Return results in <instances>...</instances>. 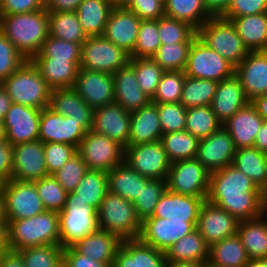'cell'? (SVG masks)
Wrapping results in <instances>:
<instances>
[{
	"label": "cell",
	"instance_id": "33",
	"mask_svg": "<svg viewBox=\"0 0 267 267\" xmlns=\"http://www.w3.org/2000/svg\"><path fill=\"white\" fill-rule=\"evenodd\" d=\"M237 234L250 260L267 258V211L257 218L239 221Z\"/></svg>",
	"mask_w": 267,
	"mask_h": 267
},
{
	"label": "cell",
	"instance_id": "18",
	"mask_svg": "<svg viewBox=\"0 0 267 267\" xmlns=\"http://www.w3.org/2000/svg\"><path fill=\"white\" fill-rule=\"evenodd\" d=\"M41 110L12 103L3 119L6 140L12 146L39 138Z\"/></svg>",
	"mask_w": 267,
	"mask_h": 267
},
{
	"label": "cell",
	"instance_id": "75",
	"mask_svg": "<svg viewBox=\"0 0 267 267\" xmlns=\"http://www.w3.org/2000/svg\"><path fill=\"white\" fill-rule=\"evenodd\" d=\"M43 9H49L55 0H38Z\"/></svg>",
	"mask_w": 267,
	"mask_h": 267
},
{
	"label": "cell",
	"instance_id": "66",
	"mask_svg": "<svg viewBox=\"0 0 267 267\" xmlns=\"http://www.w3.org/2000/svg\"><path fill=\"white\" fill-rule=\"evenodd\" d=\"M212 16H221L228 8L231 0H203Z\"/></svg>",
	"mask_w": 267,
	"mask_h": 267
},
{
	"label": "cell",
	"instance_id": "7",
	"mask_svg": "<svg viewBox=\"0 0 267 267\" xmlns=\"http://www.w3.org/2000/svg\"><path fill=\"white\" fill-rule=\"evenodd\" d=\"M58 217L60 246L63 249L99 230L97 210L75 199L74 192L68 193L65 206Z\"/></svg>",
	"mask_w": 267,
	"mask_h": 267
},
{
	"label": "cell",
	"instance_id": "21",
	"mask_svg": "<svg viewBox=\"0 0 267 267\" xmlns=\"http://www.w3.org/2000/svg\"><path fill=\"white\" fill-rule=\"evenodd\" d=\"M131 113L114 102L94 110L92 131L129 146Z\"/></svg>",
	"mask_w": 267,
	"mask_h": 267
},
{
	"label": "cell",
	"instance_id": "46",
	"mask_svg": "<svg viewBox=\"0 0 267 267\" xmlns=\"http://www.w3.org/2000/svg\"><path fill=\"white\" fill-rule=\"evenodd\" d=\"M129 64L134 68L137 84L152 99L165 70L152 58L131 57Z\"/></svg>",
	"mask_w": 267,
	"mask_h": 267
},
{
	"label": "cell",
	"instance_id": "51",
	"mask_svg": "<svg viewBox=\"0 0 267 267\" xmlns=\"http://www.w3.org/2000/svg\"><path fill=\"white\" fill-rule=\"evenodd\" d=\"M33 182L44 208L59 213L65 206L68 193L57 182L56 178L53 175H48Z\"/></svg>",
	"mask_w": 267,
	"mask_h": 267
},
{
	"label": "cell",
	"instance_id": "31",
	"mask_svg": "<svg viewBox=\"0 0 267 267\" xmlns=\"http://www.w3.org/2000/svg\"><path fill=\"white\" fill-rule=\"evenodd\" d=\"M121 243L122 240L117 235L99 229L82 240L77 241L71 247L77 253L112 267Z\"/></svg>",
	"mask_w": 267,
	"mask_h": 267
},
{
	"label": "cell",
	"instance_id": "70",
	"mask_svg": "<svg viewBox=\"0 0 267 267\" xmlns=\"http://www.w3.org/2000/svg\"><path fill=\"white\" fill-rule=\"evenodd\" d=\"M252 103L257 108L263 120L267 122V94L257 97L255 100L252 101Z\"/></svg>",
	"mask_w": 267,
	"mask_h": 267
},
{
	"label": "cell",
	"instance_id": "29",
	"mask_svg": "<svg viewBox=\"0 0 267 267\" xmlns=\"http://www.w3.org/2000/svg\"><path fill=\"white\" fill-rule=\"evenodd\" d=\"M31 61L52 90L74 87L81 59L32 58Z\"/></svg>",
	"mask_w": 267,
	"mask_h": 267
},
{
	"label": "cell",
	"instance_id": "74",
	"mask_svg": "<svg viewBox=\"0 0 267 267\" xmlns=\"http://www.w3.org/2000/svg\"><path fill=\"white\" fill-rule=\"evenodd\" d=\"M113 8H124L131 0H109Z\"/></svg>",
	"mask_w": 267,
	"mask_h": 267
},
{
	"label": "cell",
	"instance_id": "23",
	"mask_svg": "<svg viewBox=\"0 0 267 267\" xmlns=\"http://www.w3.org/2000/svg\"><path fill=\"white\" fill-rule=\"evenodd\" d=\"M141 21L135 13L126 7L113 8L103 36L131 55L136 45Z\"/></svg>",
	"mask_w": 267,
	"mask_h": 267
},
{
	"label": "cell",
	"instance_id": "11",
	"mask_svg": "<svg viewBox=\"0 0 267 267\" xmlns=\"http://www.w3.org/2000/svg\"><path fill=\"white\" fill-rule=\"evenodd\" d=\"M77 153L88 169L108 172L124 162L125 148L107 136L89 130L81 140Z\"/></svg>",
	"mask_w": 267,
	"mask_h": 267
},
{
	"label": "cell",
	"instance_id": "56",
	"mask_svg": "<svg viewBox=\"0 0 267 267\" xmlns=\"http://www.w3.org/2000/svg\"><path fill=\"white\" fill-rule=\"evenodd\" d=\"M157 107L163 134L185 130L187 108L180 102L157 104Z\"/></svg>",
	"mask_w": 267,
	"mask_h": 267
},
{
	"label": "cell",
	"instance_id": "37",
	"mask_svg": "<svg viewBox=\"0 0 267 267\" xmlns=\"http://www.w3.org/2000/svg\"><path fill=\"white\" fill-rule=\"evenodd\" d=\"M166 262H208L209 246L197 229L185 235L166 251Z\"/></svg>",
	"mask_w": 267,
	"mask_h": 267
},
{
	"label": "cell",
	"instance_id": "22",
	"mask_svg": "<svg viewBox=\"0 0 267 267\" xmlns=\"http://www.w3.org/2000/svg\"><path fill=\"white\" fill-rule=\"evenodd\" d=\"M235 74L250 102L267 94V51H249Z\"/></svg>",
	"mask_w": 267,
	"mask_h": 267
},
{
	"label": "cell",
	"instance_id": "38",
	"mask_svg": "<svg viewBox=\"0 0 267 267\" xmlns=\"http://www.w3.org/2000/svg\"><path fill=\"white\" fill-rule=\"evenodd\" d=\"M107 178L108 191L132 202L141 192L142 186H145L149 180V178L140 175L125 162L108 171Z\"/></svg>",
	"mask_w": 267,
	"mask_h": 267
},
{
	"label": "cell",
	"instance_id": "77",
	"mask_svg": "<svg viewBox=\"0 0 267 267\" xmlns=\"http://www.w3.org/2000/svg\"><path fill=\"white\" fill-rule=\"evenodd\" d=\"M6 182L7 181L2 176H0V194H3Z\"/></svg>",
	"mask_w": 267,
	"mask_h": 267
},
{
	"label": "cell",
	"instance_id": "20",
	"mask_svg": "<svg viewBox=\"0 0 267 267\" xmlns=\"http://www.w3.org/2000/svg\"><path fill=\"white\" fill-rule=\"evenodd\" d=\"M239 220L213 203L205 202L200 209L196 229L210 247L237 233Z\"/></svg>",
	"mask_w": 267,
	"mask_h": 267
},
{
	"label": "cell",
	"instance_id": "43",
	"mask_svg": "<svg viewBox=\"0 0 267 267\" xmlns=\"http://www.w3.org/2000/svg\"><path fill=\"white\" fill-rule=\"evenodd\" d=\"M218 82L185 76L180 103L187 109L211 105Z\"/></svg>",
	"mask_w": 267,
	"mask_h": 267
},
{
	"label": "cell",
	"instance_id": "49",
	"mask_svg": "<svg viewBox=\"0 0 267 267\" xmlns=\"http://www.w3.org/2000/svg\"><path fill=\"white\" fill-rule=\"evenodd\" d=\"M158 33L161 44L193 42L197 37V30L189 23L167 16L158 19Z\"/></svg>",
	"mask_w": 267,
	"mask_h": 267
},
{
	"label": "cell",
	"instance_id": "4",
	"mask_svg": "<svg viewBox=\"0 0 267 267\" xmlns=\"http://www.w3.org/2000/svg\"><path fill=\"white\" fill-rule=\"evenodd\" d=\"M12 103L37 109L49 107L52 89L31 60H26L1 82Z\"/></svg>",
	"mask_w": 267,
	"mask_h": 267
},
{
	"label": "cell",
	"instance_id": "39",
	"mask_svg": "<svg viewBox=\"0 0 267 267\" xmlns=\"http://www.w3.org/2000/svg\"><path fill=\"white\" fill-rule=\"evenodd\" d=\"M113 7L109 0H83L75 11L83 31L90 36H102Z\"/></svg>",
	"mask_w": 267,
	"mask_h": 267
},
{
	"label": "cell",
	"instance_id": "62",
	"mask_svg": "<svg viewBox=\"0 0 267 267\" xmlns=\"http://www.w3.org/2000/svg\"><path fill=\"white\" fill-rule=\"evenodd\" d=\"M63 262L69 267H109L106 263L94 261L86 255L77 253L72 247L63 249Z\"/></svg>",
	"mask_w": 267,
	"mask_h": 267
},
{
	"label": "cell",
	"instance_id": "67",
	"mask_svg": "<svg viewBox=\"0 0 267 267\" xmlns=\"http://www.w3.org/2000/svg\"><path fill=\"white\" fill-rule=\"evenodd\" d=\"M254 147L267 154V122L264 121L254 140Z\"/></svg>",
	"mask_w": 267,
	"mask_h": 267
},
{
	"label": "cell",
	"instance_id": "52",
	"mask_svg": "<svg viewBox=\"0 0 267 267\" xmlns=\"http://www.w3.org/2000/svg\"><path fill=\"white\" fill-rule=\"evenodd\" d=\"M185 76L184 71H165L151 102L155 104L180 102Z\"/></svg>",
	"mask_w": 267,
	"mask_h": 267
},
{
	"label": "cell",
	"instance_id": "40",
	"mask_svg": "<svg viewBox=\"0 0 267 267\" xmlns=\"http://www.w3.org/2000/svg\"><path fill=\"white\" fill-rule=\"evenodd\" d=\"M165 16L189 23L198 30L212 15L203 0H165Z\"/></svg>",
	"mask_w": 267,
	"mask_h": 267
},
{
	"label": "cell",
	"instance_id": "61",
	"mask_svg": "<svg viewBox=\"0 0 267 267\" xmlns=\"http://www.w3.org/2000/svg\"><path fill=\"white\" fill-rule=\"evenodd\" d=\"M41 9L38 0H0V14L31 13Z\"/></svg>",
	"mask_w": 267,
	"mask_h": 267
},
{
	"label": "cell",
	"instance_id": "79",
	"mask_svg": "<svg viewBox=\"0 0 267 267\" xmlns=\"http://www.w3.org/2000/svg\"><path fill=\"white\" fill-rule=\"evenodd\" d=\"M59 267H69L67 264H65L64 262H62Z\"/></svg>",
	"mask_w": 267,
	"mask_h": 267
},
{
	"label": "cell",
	"instance_id": "60",
	"mask_svg": "<svg viewBox=\"0 0 267 267\" xmlns=\"http://www.w3.org/2000/svg\"><path fill=\"white\" fill-rule=\"evenodd\" d=\"M126 8L141 20H157L165 16L162 0H131Z\"/></svg>",
	"mask_w": 267,
	"mask_h": 267
},
{
	"label": "cell",
	"instance_id": "59",
	"mask_svg": "<svg viewBox=\"0 0 267 267\" xmlns=\"http://www.w3.org/2000/svg\"><path fill=\"white\" fill-rule=\"evenodd\" d=\"M267 12V0H231L221 15L225 19Z\"/></svg>",
	"mask_w": 267,
	"mask_h": 267
},
{
	"label": "cell",
	"instance_id": "58",
	"mask_svg": "<svg viewBox=\"0 0 267 267\" xmlns=\"http://www.w3.org/2000/svg\"><path fill=\"white\" fill-rule=\"evenodd\" d=\"M77 153V148L59 142L44 143L45 162L49 175H53Z\"/></svg>",
	"mask_w": 267,
	"mask_h": 267
},
{
	"label": "cell",
	"instance_id": "68",
	"mask_svg": "<svg viewBox=\"0 0 267 267\" xmlns=\"http://www.w3.org/2000/svg\"><path fill=\"white\" fill-rule=\"evenodd\" d=\"M12 104L11 98L0 83V120H3Z\"/></svg>",
	"mask_w": 267,
	"mask_h": 267
},
{
	"label": "cell",
	"instance_id": "28",
	"mask_svg": "<svg viewBox=\"0 0 267 267\" xmlns=\"http://www.w3.org/2000/svg\"><path fill=\"white\" fill-rule=\"evenodd\" d=\"M264 122L252 102L235 113L223 127L230 133L236 149L254 147L256 135Z\"/></svg>",
	"mask_w": 267,
	"mask_h": 267
},
{
	"label": "cell",
	"instance_id": "16",
	"mask_svg": "<svg viewBox=\"0 0 267 267\" xmlns=\"http://www.w3.org/2000/svg\"><path fill=\"white\" fill-rule=\"evenodd\" d=\"M87 131L80 122L64 117L47 107L41 110L39 138L43 143L59 142L79 147Z\"/></svg>",
	"mask_w": 267,
	"mask_h": 267
},
{
	"label": "cell",
	"instance_id": "15",
	"mask_svg": "<svg viewBox=\"0 0 267 267\" xmlns=\"http://www.w3.org/2000/svg\"><path fill=\"white\" fill-rule=\"evenodd\" d=\"M12 156L11 179L33 182L49 175L41 140L14 145Z\"/></svg>",
	"mask_w": 267,
	"mask_h": 267
},
{
	"label": "cell",
	"instance_id": "71",
	"mask_svg": "<svg viewBox=\"0 0 267 267\" xmlns=\"http://www.w3.org/2000/svg\"><path fill=\"white\" fill-rule=\"evenodd\" d=\"M165 267H203V264L197 262H166Z\"/></svg>",
	"mask_w": 267,
	"mask_h": 267
},
{
	"label": "cell",
	"instance_id": "9",
	"mask_svg": "<svg viewBox=\"0 0 267 267\" xmlns=\"http://www.w3.org/2000/svg\"><path fill=\"white\" fill-rule=\"evenodd\" d=\"M187 76L220 82L235 73V67L196 37L189 49L184 69Z\"/></svg>",
	"mask_w": 267,
	"mask_h": 267
},
{
	"label": "cell",
	"instance_id": "6",
	"mask_svg": "<svg viewBox=\"0 0 267 267\" xmlns=\"http://www.w3.org/2000/svg\"><path fill=\"white\" fill-rule=\"evenodd\" d=\"M197 37L235 68L249 52L232 22L221 16H212L203 23L197 30Z\"/></svg>",
	"mask_w": 267,
	"mask_h": 267
},
{
	"label": "cell",
	"instance_id": "34",
	"mask_svg": "<svg viewBox=\"0 0 267 267\" xmlns=\"http://www.w3.org/2000/svg\"><path fill=\"white\" fill-rule=\"evenodd\" d=\"M249 51H267V12L227 19Z\"/></svg>",
	"mask_w": 267,
	"mask_h": 267
},
{
	"label": "cell",
	"instance_id": "76",
	"mask_svg": "<svg viewBox=\"0 0 267 267\" xmlns=\"http://www.w3.org/2000/svg\"><path fill=\"white\" fill-rule=\"evenodd\" d=\"M6 139L3 120H0V140Z\"/></svg>",
	"mask_w": 267,
	"mask_h": 267
},
{
	"label": "cell",
	"instance_id": "17",
	"mask_svg": "<svg viewBox=\"0 0 267 267\" xmlns=\"http://www.w3.org/2000/svg\"><path fill=\"white\" fill-rule=\"evenodd\" d=\"M73 88L93 110L115 102L113 74L80 68Z\"/></svg>",
	"mask_w": 267,
	"mask_h": 267
},
{
	"label": "cell",
	"instance_id": "1",
	"mask_svg": "<svg viewBox=\"0 0 267 267\" xmlns=\"http://www.w3.org/2000/svg\"><path fill=\"white\" fill-rule=\"evenodd\" d=\"M206 200L239 221L257 218L267 211L265 193L232 164L210 174Z\"/></svg>",
	"mask_w": 267,
	"mask_h": 267
},
{
	"label": "cell",
	"instance_id": "69",
	"mask_svg": "<svg viewBox=\"0 0 267 267\" xmlns=\"http://www.w3.org/2000/svg\"><path fill=\"white\" fill-rule=\"evenodd\" d=\"M10 251L8 245L7 223H0V256Z\"/></svg>",
	"mask_w": 267,
	"mask_h": 267
},
{
	"label": "cell",
	"instance_id": "27",
	"mask_svg": "<svg viewBox=\"0 0 267 267\" xmlns=\"http://www.w3.org/2000/svg\"><path fill=\"white\" fill-rule=\"evenodd\" d=\"M49 108L57 114L80 122L87 132L92 129L94 110L73 87L52 90Z\"/></svg>",
	"mask_w": 267,
	"mask_h": 267
},
{
	"label": "cell",
	"instance_id": "41",
	"mask_svg": "<svg viewBox=\"0 0 267 267\" xmlns=\"http://www.w3.org/2000/svg\"><path fill=\"white\" fill-rule=\"evenodd\" d=\"M108 192L107 172L89 169L76 187L75 199L98 210Z\"/></svg>",
	"mask_w": 267,
	"mask_h": 267
},
{
	"label": "cell",
	"instance_id": "48",
	"mask_svg": "<svg viewBox=\"0 0 267 267\" xmlns=\"http://www.w3.org/2000/svg\"><path fill=\"white\" fill-rule=\"evenodd\" d=\"M17 252L25 267H59L63 262V248L60 245L27 247Z\"/></svg>",
	"mask_w": 267,
	"mask_h": 267
},
{
	"label": "cell",
	"instance_id": "36",
	"mask_svg": "<svg viewBox=\"0 0 267 267\" xmlns=\"http://www.w3.org/2000/svg\"><path fill=\"white\" fill-rule=\"evenodd\" d=\"M263 192L267 191V154L256 147L236 149L233 163Z\"/></svg>",
	"mask_w": 267,
	"mask_h": 267
},
{
	"label": "cell",
	"instance_id": "42",
	"mask_svg": "<svg viewBox=\"0 0 267 267\" xmlns=\"http://www.w3.org/2000/svg\"><path fill=\"white\" fill-rule=\"evenodd\" d=\"M49 35L74 43L83 44L88 38L75 12H48Z\"/></svg>",
	"mask_w": 267,
	"mask_h": 267
},
{
	"label": "cell",
	"instance_id": "63",
	"mask_svg": "<svg viewBox=\"0 0 267 267\" xmlns=\"http://www.w3.org/2000/svg\"><path fill=\"white\" fill-rule=\"evenodd\" d=\"M13 146L6 139L0 140V176L6 181L11 179L12 174Z\"/></svg>",
	"mask_w": 267,
	"mask_h": 267
},
{
	"label": "cell",
	"instance_id": "30",
	"mask_svg": "<svg viewBox=\"0 0 267 267\" xmlns=\"http://www.w3.org/2000/svg\"><path fill=\"white\" fill-rule=\"evenodd\" d=\"M115 102L127 112H134L148 105L151 98L137 84L134 68L128 64L113 74Z\"/></svg>",
	"mask_w": 267,
	"mask_h": 267
},
{
	"label": "cell",
	"instance_id": "35",
	"mask_svg": "<svg viewBox=\"0 0 267 267\" xmlns=\"http://www.w3.org/2000/svg\"><path fill=\"white\" fill-rule=\"evenodd\" d=\"M208 262L216 267H247L250 259L236 233L209 247Z\"/></svg>",
	"mask_w": 267,
	"mask_h": 267
},
{
	"label": "cell",
	"instance_id": "8",
	"mask_svg": "<svg viewBox=\"0 0 267 267\" xmlns=\"http://www.w3.org/2000/svg\"><path fill=\"white\" fill-rule=\"evenodd\" d=\"M131 57L124 49L102 36H90L82 44L80 68L114 74L129 64Z\"/></svg>",
	"mask_w": 267,
	"mask_h": 267
},
{
	"label": "cell",
	"instance_id": "10",
	"mask_svg": "<svg viewBox=\"0 0 267 267\" xmlns=\"http://www.w3.org/2000/svg\"><path fill=\"white\" fill-rule=\"evenodd\" d=\"M210 174L197 158L180 160L171 163L166 187L177 194L207 197Z\"/></svg>",
	"mask_w": 267,
	"mask_h": 267
},
{
	"label": "cell",
	"instance_id": "47",
	"mask_svg": "<svg viewBox=\"0 0 267 267\" xmlns=\"http://www.w3.org/2000/svg\"><path fill=\"white\" fill-rule=\"evenodd\" d=\"M167 189L166 180L149 179L132 202L138 218L143 222L152 217L161 195Z\"/></svg>",
	"mask_w": 267,
	"mask_h": 267
},
{
	"label": "cell",
	"instance_id": "14",
	"mask_svg": "<svg viewBox=\"0 0 267 267\" xmlns=\"http://www.w3.org/2000/svg\"><path fill=\"white\" fill-rule=\"evenodd\" d=\"M197 222L176 221L149 217L142 222L139 239L160 251H166L174 243L196 229Z\"/></svg>",
	"mask_w": 267,
	"mask_h": 267
},
{
	"label": "cell",
	"instance_id": "50",
	"mask_svg": "<svg viewBox=\"0 0 267 267\" xmlns=\"http://www.w3.org/2000/svg\"><path fill=\"white\" fill-rule=\"evenodd\" d=\"M192 42L161 44L152 59L165 71H184Z\"/></svg>",
	"mask_w": 267,
	"mask_h": 267
},
{
	"label": "cell",
	"instance_id": "25",
	"mask_svg": "<svg viewBox=\"0 0 267 267\" xmlns=\"http://www.w3.org/2000/svg\"><path fill=\"white\" fill-rule=\"evenodd\" d=\"M249 102L239 77L234 73L232 76L218 82L210 106L217 120L223 125Z\"/></svg>",
	"mask_w": 267,
	"mask_h": 267
},
{
	"label": "cell",
	"instance_id": "12",
	"mask_svg": "<svg viewBox=\"0 0 267 267\" xmlns=\"http://www.w3.org/2000/svg\"><path fill=\"white\" fill-rule=\"evenodd\" d=\"M124 162L149 179L166 180L171 167L161 141L129 145L125 148Z\"/></svg>",
	"mask_w": 267,
	"mask_h": 267
},
{
	"label": "cell",
	"instance_id": "72",
	"mask_svg": "<svg viewBox=\"0 0 267 267\" xmlns=\"http://www.w3.org/2000/svg\"><path fill=\"white\" fill-rule=\"evenodd\" d=\"M247 267H267V258L250 260Z\"/></svg>",
	"mask_w": 267,
	"mask_h": 267
},
{
	"label": "cell",
	"instance_id": "53",
	"mask_svg": "<svg viewBox=\"0 0 267 267\" xmlns=\"http://www.w3.org/2000/svg\"><path fill=\"white\" fill-rule=\"evenodd\" d=\"M161 45L157 20H142L136 45L130 57L152 58Z\"/></svg>",
	"mask_w": 267,
	"mask_h": 267
},
{
	"label": "cell",
	"instance_id": "5",
	"mask_svg": "<svg viewBox=\"0 0 267 267\" xmlns=\"http://www.w3.org/2000/svg\"><path fill=\"white\" fill-rule=\"evenodd\" d=\"M99 229L121 240L139 239L142 222L132 201L108 191L97 210Z\"/></svg>",
	"mask_w": 267,
	"mask_h": 267
},
{
	"label": "cell",
	"instance_id": "80",
	"mask_svg": "<svg viewBox=\"0 0 267 267\" xmlns=\"http://www.w3.org/2000/svg\"><path fill=\"white\" fill-rule=\"evenodd\" d=\"M265 204H266V207H267V191L265 193Z\"/></svg>",
	"mask_w": 267,
	"mask_h": 267
},
{
	"label": "cell",
	"instance_id": "45",
	"mask_svg": "<svg viewBox=\"0 0 267 267\" xmlns=\"http://www.w3.org/2000/svg\"><path fill=\"white\" fill-rule=\"evenodd\" d=\"M221 126L210 105L187 109L185 130L197 139H205Z\"/></svg>",
	"mask_w": 267,
	"mask_h": 267
},
{
	"label": "cell",
	"instance_id": "73",
	"mask_svg": "<svg viewBox=\"0 0 267 267\" xmlns=\"http://www.w3.org/2000/svg\"><path fill=\"white\" fill-rule=\"evenodd\" d=\"M0 223H7L3 194H0Z\"/></svg>",
	"mask_w": 267,
	"mask_h": 267
},
{
	"label": "cell",
	"instance_id": "3",
	"mask_svg": "<svg viewBox=\"0 0 267 267\" xmlns=\"http://www.w3.org/2000/svg\"><path fill=\"white\" fill-rule=\"evenodd\" d=\"M8 245L17 252L27 247L60 245L58 212L45 210L27 219L7 220Z\"/></svg>",
	"mask_w": 267,
	"mask_h": 267
},
{
	"label": "cell",
	"instance_id": "13",
	"mask_svg": "<svg viewBox=\"0 0 267 267\" xmlns=\"http://www.w3.org/2000/svg\"><path fill=\"white\" fill-rule=\"evenodd\" d=\"M3 198L6 220L27 219L46 210L34 182L10 179Z\"/></svg>",
	"mask_w": 267,
	"mask_h": 267
},
{
	"label": "cell",
	"instance_id": "44",
	"mask_svg": "<svg viewBox=\"0 0 267 267\" xmlns=\"http://www.w3.org/2000/svg\"><path fill=\"white\" fill-rule=\"evenodd\" d=\"M160 141L171 163L196 158L199 139L186 130L162 134Z\"/></svg>",
	"mask_w": 267,
	"mask_h": 267
},
{
	"label": "cell",
	"instance_id": "19",
	"mask_svg": "<svg viewBox=\"0 0 267 267\" xmlns=\"http://www.w3.org/2000/svg\"><path fill=\"white\" fill-rule=\"evenodd\" d=\"M236 147L223 125L205 139L199 140L196 158L213 173L233 163Z\"/></svg>",
	"mask_w": 267,
	"mask_h": 267
},
{
	"label": "cell",
	"instance_id": "55",
	"mask_svg": "<svg viewBox=\"0 0 267 267\" xmlns=\"http://www.w3.org/2000/svg\"><path fill=\"white\" fill-rule=\"evenodd\" d=\"M81 47L79 43L64 41L49 35L40 52L33 58L81 59Z\"/></svg>",
	"mask_w": 267,
	"mask_h": 267
},
{
	"label": "cell",
	"instance_id": "65",
	"mask_svg": "<svg viewBox=\"0 0 267 267\" xmlns=\"http://www.w3.org/2000/svg\"><path fill=\"white\" fill-rule=\"evenodd\" d=\"M0 267H25L18 252L8 251L0 256Z\"/></svg>",
	"mask_w": 267,
	"mask_h": 267
},
{
	"label": "cell",
	"instance_id": "2",
	"mask_svg": "<svg viewBox=\"0 0 267 267\" xmlns=\"http://www.w3.org/2000/svg\"><path fill=\"white\" fill-rule=\"evenodd\" d=\"M0 31L27 60H31L49 36L48 9L0 14Z\"/></svg>",
	"mask_w": 267,
	"mask_h": 267
},
{
	"label": "cell",
	"instance_id": "26",
	"mask_svg": "<svg viewBox=\"0 0 267 267\" xmlns=\"http://www.w3.org/2000/svg\"><path fill=\"white\" fill-rule=\"evenodd\" d=\"M166 254L140 239L122 240L112 267H165Z\"/></svg>",
	"mask_w": 267,
	"mask_h": 267
},
{
	"label": "cell",
	"instance_id": "78",
	"mask_svg": "<svg viewBox=\"0 0 267 267\" xmlns=\"http://www.w3.org/2000/svg\"><path fill=\"white\" fill-rule=\"evenodd\" d=\"M203 267H216V266L210 264L209 262H205L203 263Z\"/></svg>",
	"mask_w": 267,
	"mask_h": 267
},
{
	"label": "cell",
	"instance_id": "57",
	"mask_svg": "<svg viewBox=\"0 0 267 267\" xmlns=\"http://www.w3.org/2000/svg\"><path fill=\"white\" fill-rule=\"evenodd\" d=\"M27 59L0 31V83L16 71Z\"/></svg>",
	"mask_w": 267,
	"mask_h": 267
},
{
	"label": "cell",
	"instance_id": "64",
	"mask_svg": "<svg viewBox=\"0 0 267 267\" xmlns=\"http://www.w3.org/2000/svg\"><path fill=\"white\" fill-rule=\"evenodd\" d=\"M83 0H55L48 12H75Z\"/></svg>",
	"mask_w": 267,
	"mask_h": 267
},
{
	"label": "cell",
	"instance_id": "24",
	"mask_svg": "<svg viewBox=\"0 0 267 267\" xmlns=\"http://www.w3.org/2000/svg\"><path fill=\"white\" fill-rule=\"evenodd\" d=\"M207 197H193L168 189L161 195L152 217L198 222L200 209Z\"/></svg>",
	"mask_w": 267,
	"mask_h": 267
},
{
	"label": "cell",
	"instance_id": "32",
	"mask_svg": "<svg viewBox=\"0 0 267 267\" xmlns=\"http://www.w3.org/2000/svg\"><path fill=\"white\" fill-rule=\"evenodd\" d=\"M162 134L157 104L150 102L131 113L129 145L160 141Z\"/></svg>",
	"mask_w": 267,
	"mask_h": 267
},
{
	"label": "cell",
	"instance_id": "54",
	"mask_svg": "<svg viewBox=\"0 0 267 267\" xmlns=\"http://www.w3.org/2000/svg\"><path fill=\"white\" fill-rule=\"evenodd\" d=\"M88 170L86 163L82 160L81 156L76 153L62 168L55 172L53 176L63 189L67 193H70L75 191Z\"/></svg>",
	"mask_w": 267,
	"mask_h": 267
}]
</instances>
